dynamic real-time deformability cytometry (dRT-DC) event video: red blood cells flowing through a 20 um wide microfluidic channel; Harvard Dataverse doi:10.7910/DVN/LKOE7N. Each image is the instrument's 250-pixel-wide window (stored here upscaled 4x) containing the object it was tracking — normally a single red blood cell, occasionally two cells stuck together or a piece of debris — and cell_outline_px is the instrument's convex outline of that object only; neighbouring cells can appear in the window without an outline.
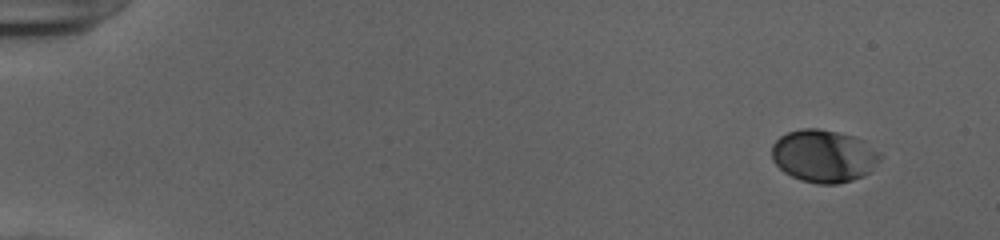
{"species": "human", "species_latin": "Homo sapiens", "temperature_condition": "cold", "stored_images_in_passage": 50, "camera_frame_rate_fps": 3000, "um_per_image_px": 0.085, "donor": {"sex": "female"}, "frame": {"image": 1, "passage_image": 1, "time_ms": 0.0, "image_size_px": [1000, 240], "cell_outline_px": [[884, 156], [872, 172], [864, 176], [852, 180], [836, 184], [820, 184], [800, 180], [784, 172], [772, 160], [772, 144], [780, 136], [788, 132], [800, 128], [816, 128], [856, 136], [864, 140], [880, 152]], "centroid_in_image_um": [70.07, 13.26], "position_along_channel_um": 14.9, "area_um2": 33.7}}
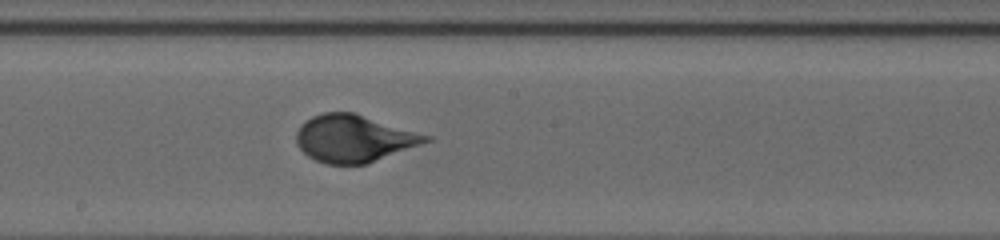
{"frame": {"image": 2, "passage_image": 28, "time_ms": 9.0, "image_size_px": [1000, 240], "cell_outline_px": [[432, 140], [368, 164], [328, 164], [316, 160], [308, 156], [296, 144], [296, 132], [300, 124], [312, 116], [324, 112], [352, 112], [432, 136]], "centroid_in_image_um": [30.07, 11.77], "position_along_channel_um": 218.1, "area_um2": 35.55}}
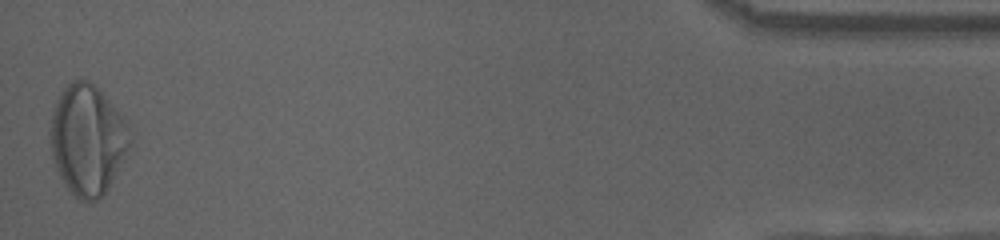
{"frame": {"image": 3, "passage_image": 50, "time_ms": 16.333, "image_size_px": [1000, 240], "cell_outline_px": [[132, 144], [104, 196], [88, 204], [80, 200], [64, 184], [56, 168], [52, 156], [48, 132], [56, 100], [64, 88], [72, 80], [88, 80], [96, 84], [128, 124], [132, 140]], "centroid_in_image_um": [7.44, 11.89], "position_along_channel_um": 427.8, "area_um2": 51.56}, "authors_computed_cell_mechanics": {"area_um2": 35.4314, "velocity_mm_per_s": 3.9208, "shape_relaxation_time_tau1_ms": 3.6843, "shape_relaxation_time_tau2_ms": null, "deformation_change_tau1": 0.1653, "deformation_change_tau2": null}}